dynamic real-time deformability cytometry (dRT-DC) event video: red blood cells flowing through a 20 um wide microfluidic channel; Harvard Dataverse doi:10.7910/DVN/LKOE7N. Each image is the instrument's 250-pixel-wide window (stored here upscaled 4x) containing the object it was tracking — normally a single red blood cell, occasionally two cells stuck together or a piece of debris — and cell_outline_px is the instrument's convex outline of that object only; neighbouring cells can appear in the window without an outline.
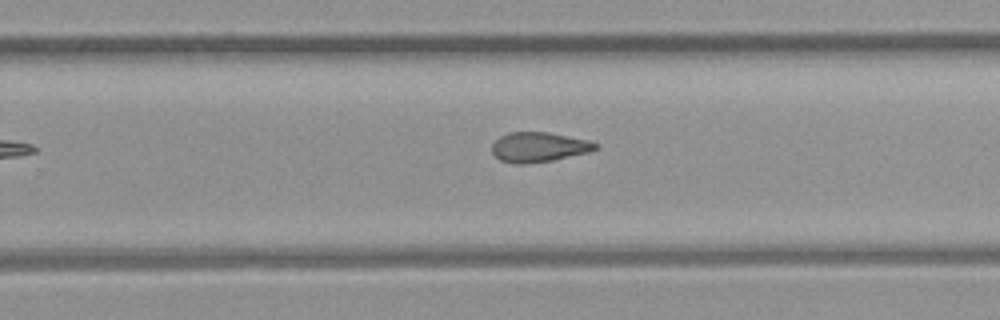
{"species": "common noctule bat (a hibernating species)", "species_latin": "Nyctalus noctula", "temperature_condition": "room temperature", "stored_images_in_passage": 24, "camera_frame_rate_fps": 3000, "um_per_image_px": 0.085, "animal": {"sex": "female", "body_mass_g": 21.9}, "frame": {"image": 1, "passage_image": 17, "time_ms": 5.333, "image_size_px": [1000, 320], "cell_outline_px": [[600, 144], [592, 152], [552, 160], [524, 164], [516, 164], [500, 160], [492, 152], [492, 144], [500, 136], [508, 132], [548, 132], [588, 140]], "centroid_in_image_um": [45.81, 12.5], "position_along_channel_um": 284.0, "area_um2": 18.03}}